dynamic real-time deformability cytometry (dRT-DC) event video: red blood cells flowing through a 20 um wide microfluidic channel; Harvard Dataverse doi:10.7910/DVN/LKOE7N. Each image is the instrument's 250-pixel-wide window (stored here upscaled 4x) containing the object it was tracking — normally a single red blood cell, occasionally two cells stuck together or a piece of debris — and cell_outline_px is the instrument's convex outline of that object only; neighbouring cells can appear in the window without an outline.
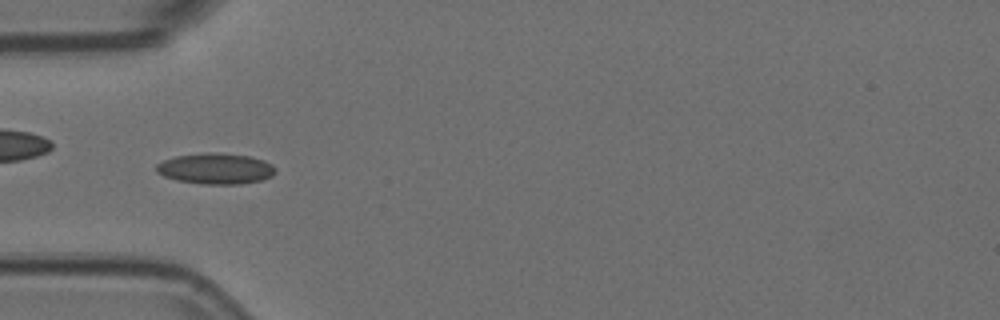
{"species": "Egyptian fruit bat (a non-hibernating species)", "species_latin": "Rousettus aegyptiacus", "temperature_condition": "room temperature", "stored_images_in_passage": 54, "camera_frame_rate_fps": 3000, "um_per_image_px": 0.085, "animal": {"sex": "female"}, "frame": {"image": 1, "passage_image": 16, "time_ms": 5.0, "image_size_px": [1000, 320], "cell_outline_px": [[276, 172], [272, 176], [264, 180], [240, 184], [200, 184], [176, 180], [164, 176], [156, 172], [156, 164], [164, 160], [176, 156], [204, 152], [216, 152], [248, 156], [264, 160], [272, 164], [276, 168]], "centroid_in_image_um": [18.35, 14.33], "position_along_channel_um": 66.7, "area_um2": 21.68}}
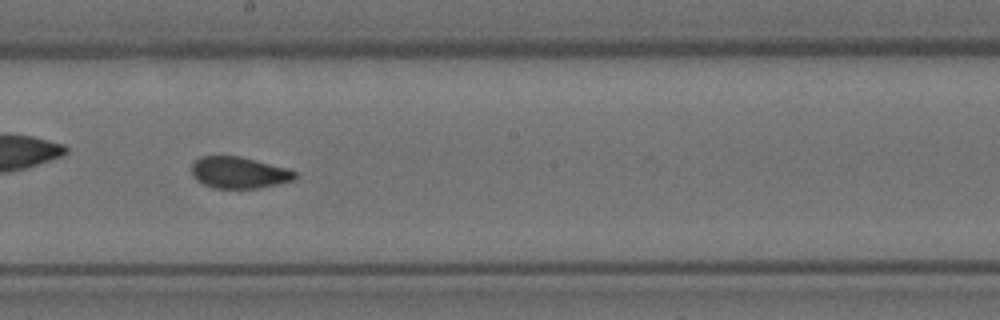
{"frame": {"image": 2, "passage_image": 29, "time_ms": 9.333, "image_size_px": [1000, 320], "cell_outline_px": [[300, 176], [296, 180], [256, 188], [212, 188], [196, 180], [192, 176], [192, 164], [200, 156], [240, 156], [288, 168], [296, 172]], "centroid_in_image_um": [20.34, 14.67], "position_along_channel_um": 227.9, "area_um2": 19.13}}
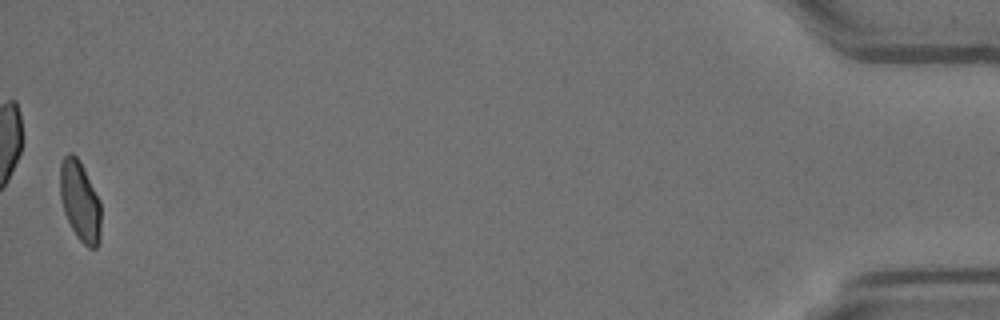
{"frame": {"image": 3, "passage_image": 53, "time_ms": 17.333, "image_size_px": [1000, 320], "cell_outline_px": [[100, 240], [96, 248], [88, 248], [76, 236], [64, 212], [60, 200], [60, 164], [64, 156], [68, 152], [72, 152], [76, 156], [100, 200]], "centroid_in_image_um": [6.79, 17.12], "position_along_channel_um": 428.4, "area_um2": 18.96}, "authors_computed_cell_mechanics": {"area_um2": 19.7965, "velocity_mm_per_s": 3.7101, "shape_relaxation_time_tau1_ms": null, "shape_relaxation_time_tau2_ms": 1.0132, "deformation_change_tau1": null, "deformation_change_tau2": 0.058}}